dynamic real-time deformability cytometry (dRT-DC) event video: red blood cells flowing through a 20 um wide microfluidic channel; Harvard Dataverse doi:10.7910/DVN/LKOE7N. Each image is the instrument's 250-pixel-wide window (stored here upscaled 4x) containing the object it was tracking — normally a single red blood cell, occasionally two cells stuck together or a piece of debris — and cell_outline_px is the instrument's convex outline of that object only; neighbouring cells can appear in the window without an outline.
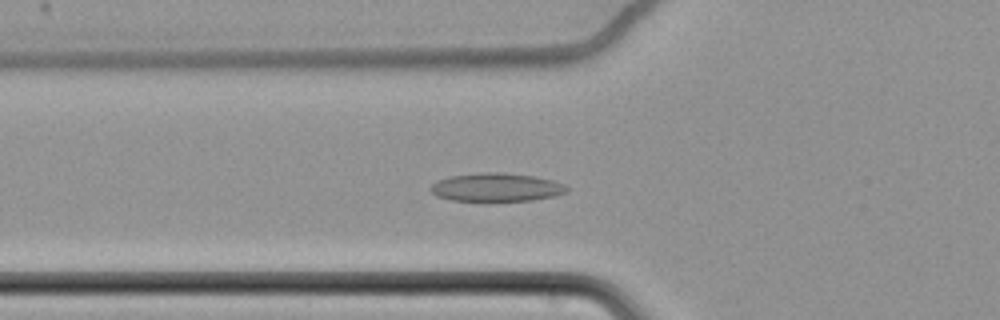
{"species": "common noctule bat (a hibernating species)", "species_latin": "Nyctalus noctula", "temperature_condition": "cold", "stored_images_in_passage": 65, "camera_frame_rate_fps": 3000, "um_per_image_px": 0.085, "animal": {"sex": "female", "body_mass_g": 22.7, "forearm_length_mm": 54.2}, "frame": {"image": 1, "passage_image": 27, "time_ms": 8.667, "image_size_px": [1000, 320], "cell_outline_px": [[568, 192], [556, 196], [532, 200], [452, 200], [436, 196], [428, 188], [436, 180], [448, 176], [484, 172], [500, 172], [536, 176], [552, 180], [564, 184], [568, 188]], "centroid_in_image_um": [42.19, 15.9], "position_along_channel_um": 83.6, "area_um2": 22.54}}
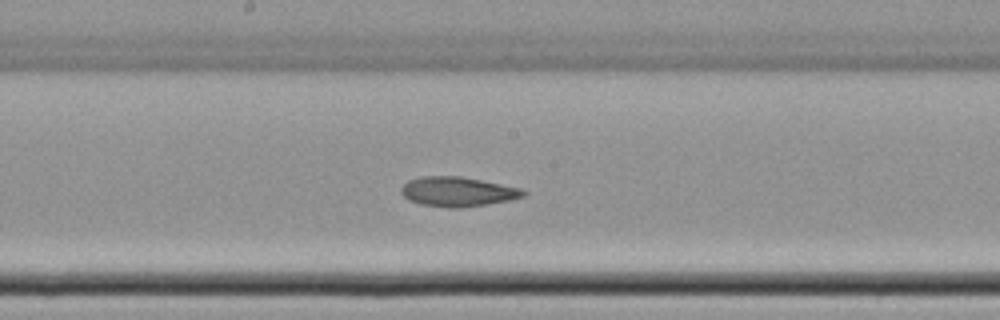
{"frame": {"image": 2, "passage_image": 38, "time_ms": 12.333, "image_size_px": [1000, 320], "cell_outline_px": [[528, 192], [524, 196], [508, 200], [488, 204], [460, 208], [448, 208], [420, 204], [408, 200], [400, 192], [400, 188], [408, 180], [420, 176], [460, 176], [520, 188]], "centroid_in_image_um": [38.86, 16.29], "position_along_channel_um": 209.3, "area_um2": 21.1}}
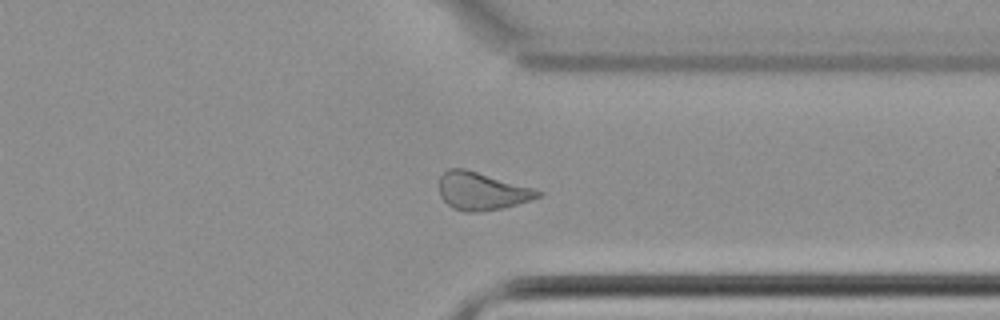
{"frame": {"image": 3, "passage_image": 52, "time_ms": 17.0, "image_size_px": [1000, 320], "cell_outline_px": [[544, 196], [532, 200], [504, 208], [480, 212], [464, 212], [452, 208], [440, 196], [440, 176], [448, 168], [464, 168], [532, 188], [544, 192]], "centroid_in_image_um": [40.97, 16.26], "position_along_channel_um": 370.4, "area_um2": 21.79}, "authors_computed_cell_mechanics": {"area_um2": 22.831, "velocity_mm_per_s": 3.4435, "shape_relaxation_time_tau1_ms": null, "shape_relaxation_time_tau2_ms": 7.432, "deformation_change_tau1": null, "deformation_change_tau2": 0.1101}}